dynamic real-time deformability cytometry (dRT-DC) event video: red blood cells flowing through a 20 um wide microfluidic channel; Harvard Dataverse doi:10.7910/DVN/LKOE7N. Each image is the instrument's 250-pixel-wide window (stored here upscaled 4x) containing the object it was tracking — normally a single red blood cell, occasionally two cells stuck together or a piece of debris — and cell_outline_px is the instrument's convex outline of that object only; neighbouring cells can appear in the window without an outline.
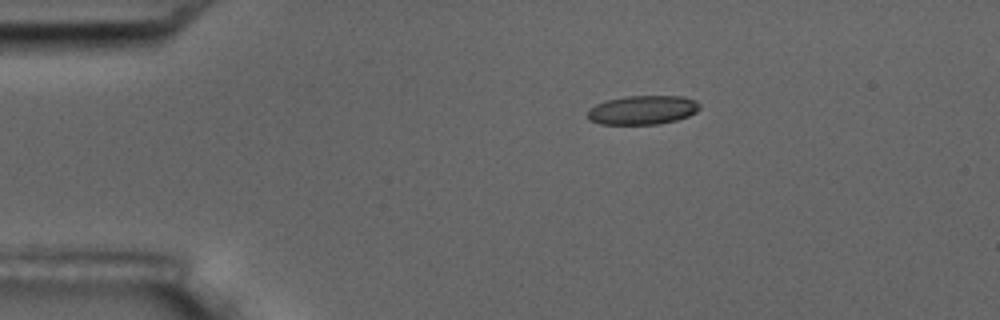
{"species": "common noctule bat (a hibernating species)", "species_latin": "Nyctalus noctula", "temperature_condition": "room temperature", "stored_images_in_passage": 3, "camera_frame_rate_fps": 3000, "um_per_image_px": 0.085, "animal": {"sex": "male", "body_mass_g": 17.5, "forearm_length_mm": 52.3}, "frame": {"image": 1, "passage_image": 1, "time_ms": 0.0, "image_size_px": [1000, 320], "cell_outline_px": [[700, 108], [696, 112], [688, 116], [676, 120], [660, 124], [600, 124], [588, 120], [588, 108], [596, 104], [608, 100], [624, 96], [684, 96], [696, 100], [700, 104]], "centroid_in_image_um": [54.63, 9.35], "position_along_channel_um": 30.4, "area_um2": 19.07}}
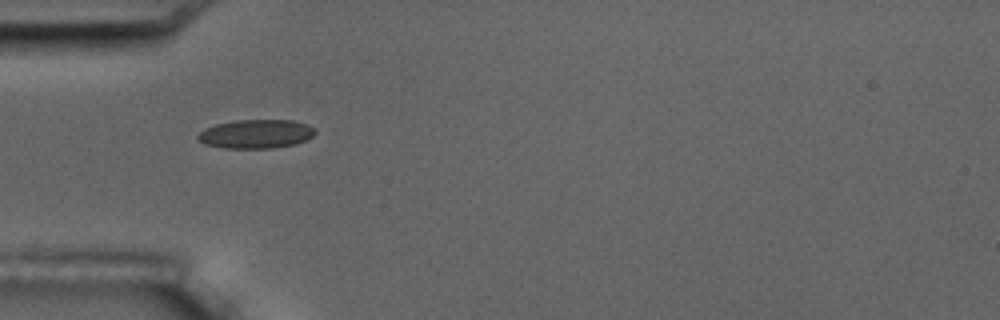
{"frame": {"image": 2, "passage_image": 3, "time_ms": 2.333, "image_size_px": [1000, 320], "cell_outline_px": [[316, 132], [312, 136], [296, 144], [272, 148], [224, 148], [204, 144], [196, 136], [204, 128], [216, 124], [236, 120], [292, 120], [308, 124], [316, 128]], "centroid_in_image_um": [21.77, 11.38], "position_along_channel_um": 63.2, "area_um2": 19.77}}